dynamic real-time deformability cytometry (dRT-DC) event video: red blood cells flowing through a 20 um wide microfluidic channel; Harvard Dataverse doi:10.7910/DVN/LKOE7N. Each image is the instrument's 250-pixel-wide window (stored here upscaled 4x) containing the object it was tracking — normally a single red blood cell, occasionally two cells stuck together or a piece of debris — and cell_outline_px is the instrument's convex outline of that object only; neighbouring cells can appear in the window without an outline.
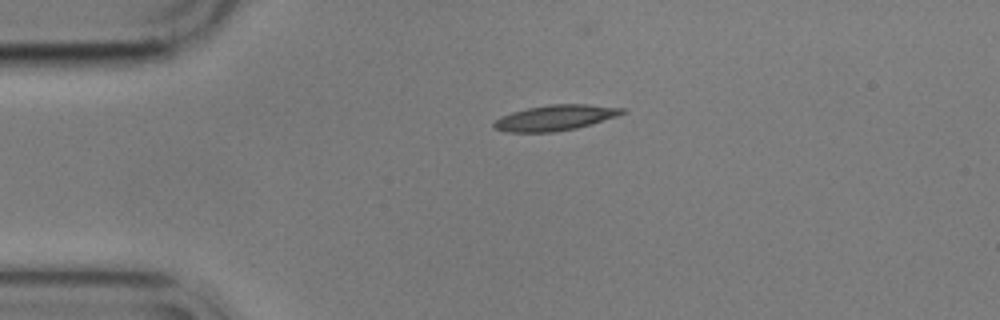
{"species": "common noctule bat (a hibernating species)", "species_latin": "Nyctalus noctula", "temperature_condition": "cold", "stored_images_in_passage": 33, "camera_frame_rate_fps": 3000, "um_per_image_px": 0.085, "animal": {"sex": "male", "body_mass_g": 17.9}, "frame": {"image": 1, "passage_image": 1, "time_ms": 0.0, "image_size_px": [1000, 320], "cell_outline_px": [[628, 112], [592, 124], [576, 128], [552, 132], [504, 132], [496, 128], [492, 124], [500, 116], [512, 112], [528, 108], [548, 104], [584, 104], [624, 108]], "centroid_in_image_um": [47.19, 10.0], "position_along_channel_um": 37.8, "area_um2": 19.02}}
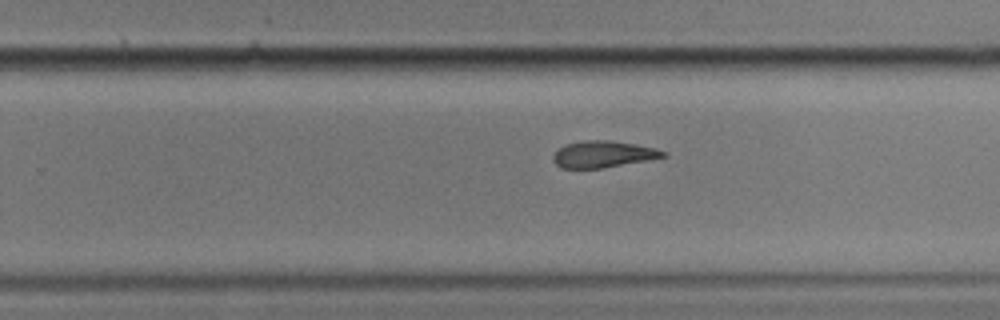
{"frame": {"image": 2, "passage_image": 24, "time_ms": 7.667, "image_size_px": [1000, 320], "cell_outline_px": [[668, 156], [648, 160], [604, 168], [560, 168], [552, 160], [552, 156], [556, 148], [564, 144], [584, 140], [612, 140], [636, 144], [656, 148], [668, 152]], "centroid_in_image_um": [51.25, 13.1], "position_along_channel_um": 278.5, "area_um2": 17.46}}
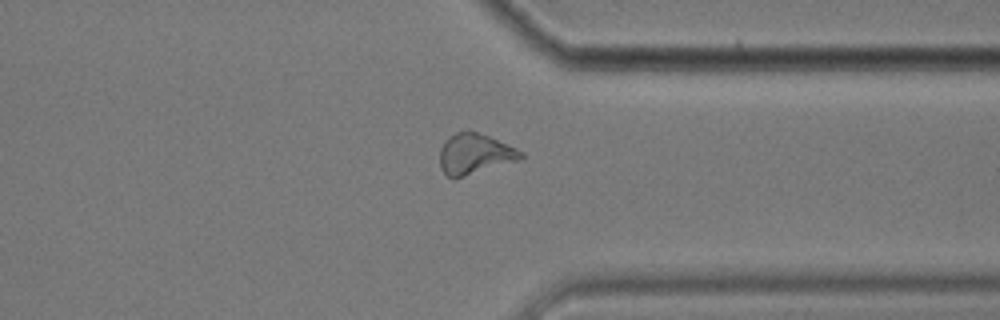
{"frame": {"image": 3, "passage_image": 32, "time_ms": 10.333, "image_size_px": [1000, 320], "cell_outline_px": [[524, 156], [520, 160], [456, 180], [452, 180], [440, 168], [440, 148], [444, 140], [448, 136], [456, 132], [476, 132], [488, 136], [516, 148], [524, 152]], "centroid_in_image_um": [40.34, 13.13], "position_along_channel_um": 371.1, "area_um2": 19.48}}